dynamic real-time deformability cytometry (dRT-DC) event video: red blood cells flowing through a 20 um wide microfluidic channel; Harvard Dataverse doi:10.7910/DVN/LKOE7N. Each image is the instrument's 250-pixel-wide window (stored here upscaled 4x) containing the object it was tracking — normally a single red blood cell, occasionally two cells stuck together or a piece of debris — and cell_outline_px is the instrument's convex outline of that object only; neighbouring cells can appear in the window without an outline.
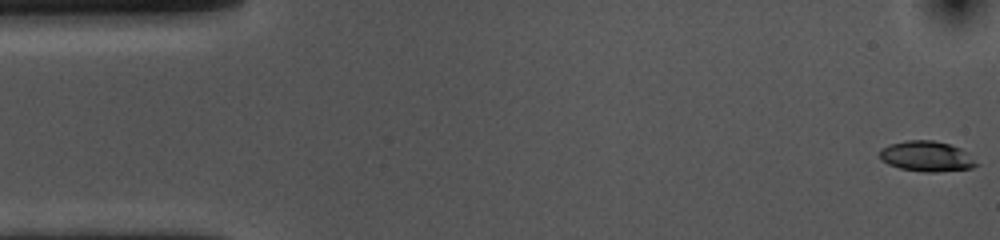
{"species": "common noctule bat (a hibernating species)", "species_latin": "Nyctalus noctula", "temperature_condition": "cold", "stored_images_in_passage": 55, "camera_frame_rate_fps": 3000, "um_per_image_px": 0.085, "animal": {"sex": "female", "body_mass_g": 10.0, "forearm_length_mm": 53.1}, "frame": {"image": 1, "passage_image": 1, "time_ms": 0.0, "image_size_px": [1000, 240], "cell_outline_px": [[980, 164], [972, 168], [936, 172], [924, 172], [900, 168], [888, 164], [880, 160], [880, 148], [888, 144], [908, 140], [932, 140], [948, 144], [960, 148]], "centroid_in_image_um": [78.73, 13.29], "position_along_channel_um": 6.3, "area_um2": 17.11}}
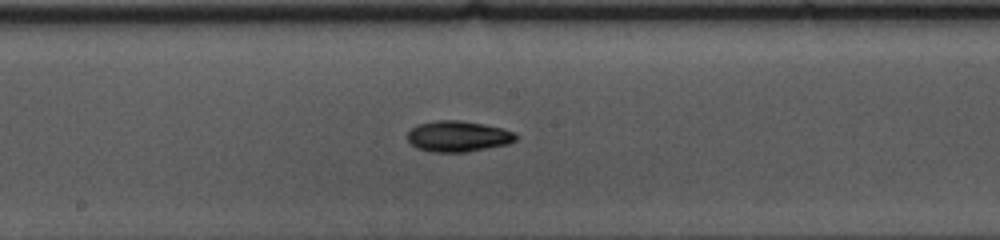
{"frame": {"image": 2, "passage_image": 28, "time_ms": 9.0, "image_size_px": [1000, 240], "cell_outline_px": [[520, 136], [516, 140], [508, 144], [468, 152], [432, 152], [416, 148], [408, 140], [408, 132], [412, 128], [420, 124], [436, 120], [460, 120], [484, 124], [500, 128], [512, 132]], "centroid_in_image_um": [38.95, 11.59], "position_along_channel_um": 209.3, "area_um2": 19.48}}
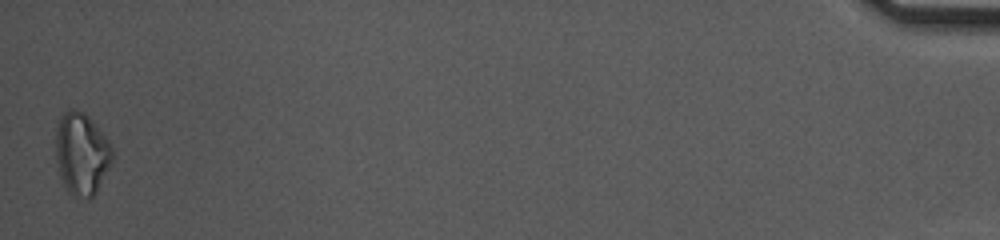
{"frame": {"image": 3, "passage_image": 55, "time_ms": 18.0, "image_size_px": [1000, 240], "cell_outline_px": [[112, 164], [96, 192], [88, 200], [72, 196], [68, 192], [64, 184], [56, 160], [56, 128], [60, 116], [68, 108], [76, 108], [84, 112], [88, 116], [108, 140], [112, 148]], "centroid_in_image_um": [6.94, 13.06], "position_along_channel_um": 428.3, "area_um2": 27.22}, "authors_computed_cell_mechanics": {"area_um2": 17.9758, "velocity_mm_per_s": 3.5542, "shape_relaxation_time_tau1_ms": 4.1307, "shape_relaxation_time_tau2_ms": 5.5676, "deformation_change_tau1": 0.1141, "deformation_change_tau2": 0.1129}}